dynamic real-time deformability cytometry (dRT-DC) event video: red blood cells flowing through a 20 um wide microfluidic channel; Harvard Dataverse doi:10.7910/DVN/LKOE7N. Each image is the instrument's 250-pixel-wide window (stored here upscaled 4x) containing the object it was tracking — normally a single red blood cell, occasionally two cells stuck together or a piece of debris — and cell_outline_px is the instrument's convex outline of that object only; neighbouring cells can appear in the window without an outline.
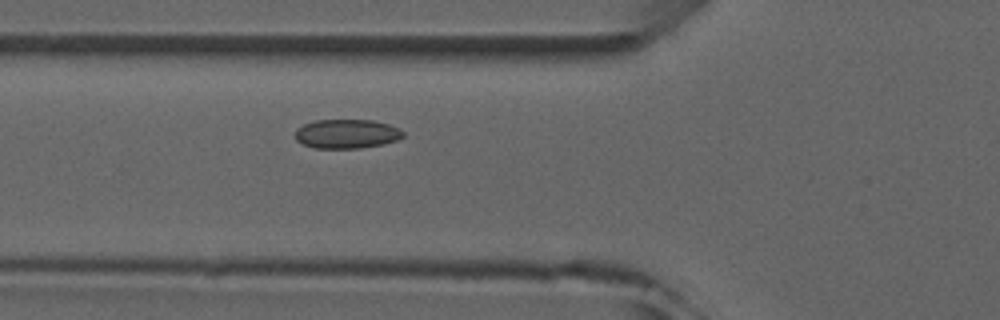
{"species": "common noctule bat (a hibernating species)", "species_latin": "Nyctalus noctula", "temperature_condition": "room temperature", "stored_images_in_passage": 4, "camera_frame_rate_fps": 3000, "um_per_image_px": 0.085, "animal": {"sex": "male", "forearm_length_mm": 52.5}, "frame": {"image": 1, "passage_image": 4, "time_ms": 3.667, "image_size_px": [1000, 320], "cell_outline_px": [[404, 136], [396, 140], [384, 144], [360, 148], [312, 148], [296, 140], [296, 128], [304, 124], [316, 120], [372, 120], [388, 124], [400, 128], [404, 132]], "centroid_in_image_um": [29.48, 11.37], "position_along_channel_um": 96.3, "area_um2": 18.38}}